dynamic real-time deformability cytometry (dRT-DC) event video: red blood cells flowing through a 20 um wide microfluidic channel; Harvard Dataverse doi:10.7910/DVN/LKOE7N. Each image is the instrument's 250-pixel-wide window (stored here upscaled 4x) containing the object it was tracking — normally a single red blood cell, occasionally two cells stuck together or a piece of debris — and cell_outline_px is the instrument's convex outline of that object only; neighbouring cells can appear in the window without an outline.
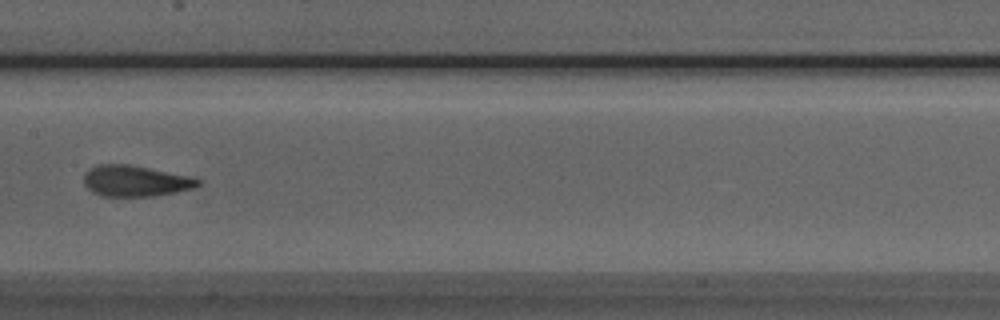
{"species": "Egyptian fruit bat (a non-hibernating species)", "species_latin": "Rousettus aegyptiacus", "temperature_condition": "room temperature", "stored_images_in_passage": 7, "camera_frame_rate_fps": 3000, "um_per_image_px": 0.085, "animal": {"sex": "male"}, "frame": {"image": 1, "passage_image": 7, "time_ms": 7.667, "image_size_px": [1000, 320], "cell_outline_px": [[204, 180], [200, 184], [192, 188], [176, 192], [152, 196], [100, 196], [92, 192], [84, 184], [84, 172], [100, 164], [128, 164], [192, 176]], "centroid_in_image_um": [11.53, 15.38], "position_along_channel_um": 195.9, "area_um2": 20.69}}